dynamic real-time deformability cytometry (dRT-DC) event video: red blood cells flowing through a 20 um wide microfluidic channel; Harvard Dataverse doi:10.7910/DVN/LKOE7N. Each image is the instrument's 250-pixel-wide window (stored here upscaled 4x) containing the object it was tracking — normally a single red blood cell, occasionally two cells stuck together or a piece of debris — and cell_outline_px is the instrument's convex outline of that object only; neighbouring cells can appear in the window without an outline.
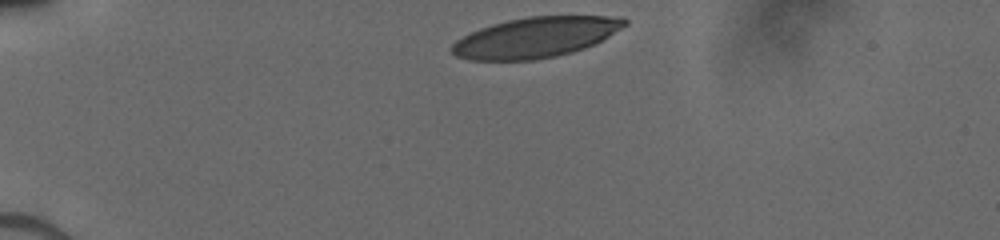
{"species": "human", "species_latin": "Homo sapiens", "temperature_condition": "cold", "stored_images_in_passage": 32, "camera_frame_rate_fps": 3000, "um_per_image_px": 0.085, "donor": {"sex": "male"}, "frame": {"image": 1, "passage_image": 1, "time_ms": 0.0, "image_size_px": [1000, 240], "cell_outline_px": [[628, 24], [608, 36], [584, 48], [572, 52], [556, 56], [532, 60], [468, 60], [456, 56], [452, 52], [452, 44], [456, 40], [480, 28], [492, 24], [508, 20], [528, 16], [624, 16], [628, 20]], "centroid_in_image_um": [45.54, 3.17], "position_along_channel_um": 39.5, "area_um2": 40.46}}
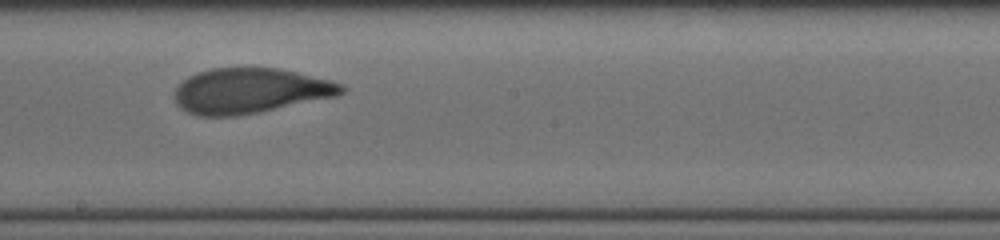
{"frame": {"image": 2, "passage_image": 19, "time_ms": 6.0, "image_size_px": [1000, 240], "cell_outline_px": [[348, 88], [344, 92], [336, 96], [236, 116], [196, 116], [180, 108], [176, 104], [172, 96], [176, 88], [188, 76], [196, 72], [212, 68], [280, 68], [332, 80], [344, 84]], "centroid_in_image_um": [21.24, 7.71], "position_along_channel_um": 227.0, "area_um2": 44.1}}
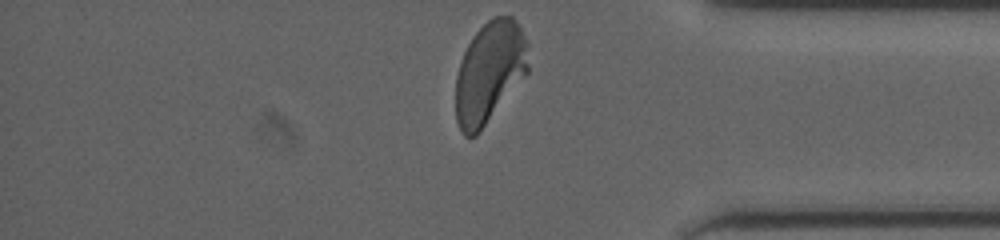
{"frame": {"image": 3, "passage_image": 32, "time_ms": 10.333, "image_size_px": [1000, 240], "cell_outline_px": [[528, 72], [480, 132], [476, 136], [464, 136], [460, 132], [456, 120], [456, 76], [460, 60], [472, 36], [492, 16], [512, 16], [516, 20], [528, 44]], "centroid_in_image_um": [41.6, 6.15], "position_along_channel_um": 393.6, "area_um2": 43.06}}